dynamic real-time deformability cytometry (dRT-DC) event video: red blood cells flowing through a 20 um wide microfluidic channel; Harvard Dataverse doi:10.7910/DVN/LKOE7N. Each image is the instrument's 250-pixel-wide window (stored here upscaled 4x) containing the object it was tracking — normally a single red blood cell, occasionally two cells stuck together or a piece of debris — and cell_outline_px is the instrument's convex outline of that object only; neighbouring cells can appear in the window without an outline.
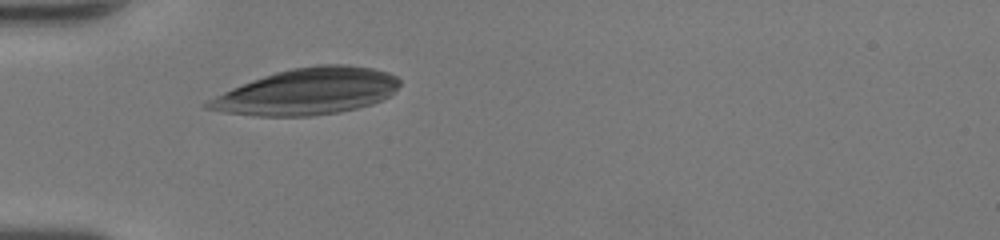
{"species": "human", "species_latin": "Homo sapiens", "temperature_condition": "room temperature", "stored_images_in_passage": 32, "camera_frame_rate_fps": 3000, "um_per_image_px": 0.085, "donor": {"sex": "female"}, "frame": {"image": 1, "passage_image": 3, "time_ms": 0.667, "image_size_px": [1000, 240], "cell_outline_px": [[400, 84], [396, 92], [372, 104], [340, 112], [308, 116], [256, 116], [224, 112], [204, 108], [200, 104], [232, 88], [252, 80], [276, 72], [292, 68], [316, 64], [348, 64], [372, 68], [388, 72], [396, 76], [400, 80]], "centroid_in_image_um": [26.13, 7.78], "position_along_channel_um": 58.9, "area_um2": 51.85}}
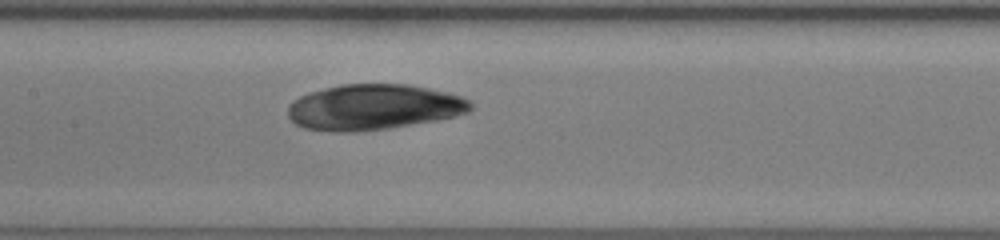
{"frame": {"image": 2, "passage_image": 12, "time_ms": 3.667, "image_size_px": [1000, 240], "cell_outline_px": [[472, 108], [468, 112], [436, 120], [388, 128], [356, 132], [332, 132], [304, 128], [296, 124], [288, 116], [288, 104], [292, 100], [308, 92], [340, 84], [408, 84], [428, 88], [460, 96], [468, 100], [472, 104]], "centroid_in_image_um": [31.69, 9.1], "position_along_channel_um": 175.7, "area_um2": 48.49}}
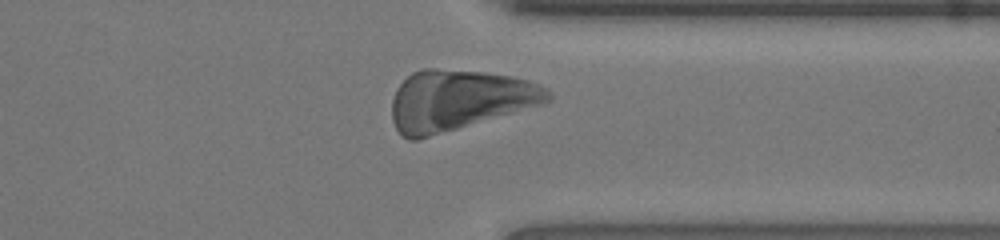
{"frame": {"image": 3, "passage_image": 26, "time_ms": 8.333, "image_size_px": [1000, 240], "cell_outline_px": [[552, 100], [540, 104], [416, 140], [408, 140], [396, 128], [392, 120], [392, 100], [400, 84], [412, 72], [424, 68], [436, 68], [484, 72], [512, 76], [528, 80], [540, 84], [548, 88], [552, 92]], "centroid_in_image_um": [39.01, 8.48], "position_along_channel_um": 372.4, "area_um2": 54.45}}